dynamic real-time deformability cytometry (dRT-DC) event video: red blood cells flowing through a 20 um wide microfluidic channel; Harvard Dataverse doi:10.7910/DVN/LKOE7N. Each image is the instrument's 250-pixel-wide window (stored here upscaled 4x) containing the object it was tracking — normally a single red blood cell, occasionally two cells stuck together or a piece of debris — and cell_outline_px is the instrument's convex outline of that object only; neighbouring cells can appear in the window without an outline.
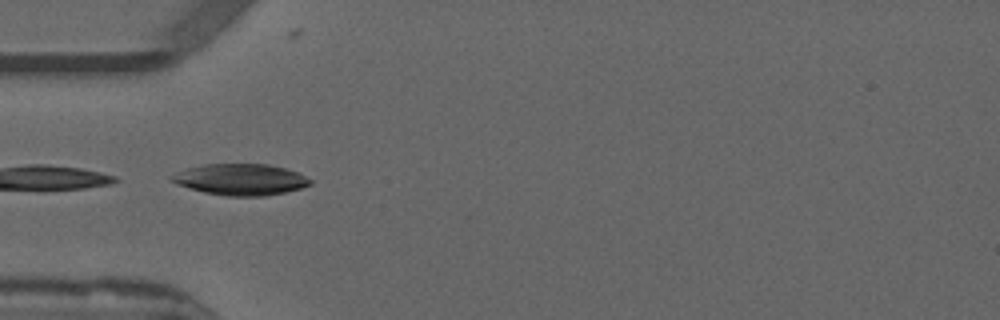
{"species": "common noctule bat (a hibernating species)", "species_latin": "Nyctalus noctula", "temperature_condition": "warm", "stored_images_in_passage": 9, "camera_frame_rate_fps": 3000, "um_per_image_px": 0.085, "animal": {"sex": "male", "forearm_length_mm": 52.5}, "frame": {"image": 1, "passage_image": 1, "time_ms": 0.0, "image_size_px": [1000, 320], "cell_outline_px": [[312, 184], [300, 188], [284, 192], [264, 196], [228, 196], [204, 192], [176, 184], [168, 180], [168, 176], [188, 168], [204, 164], [268, 164], [284, 168], [296, 172], [312, 180]], "centroid_in_image_um": [20.41, 15.25], "position_along_channel_um": 64.6, "area_um2": 25.14}}
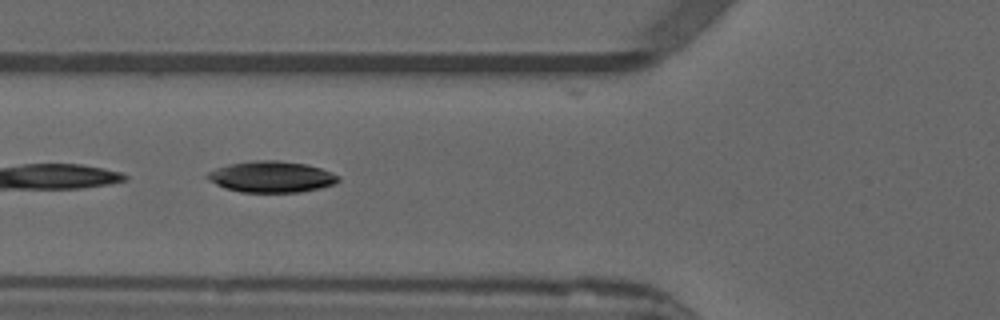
{"frame": {"image": 2, "passage_image": 4, "time_ms": 1.0, "image_size_px": [1000, 320], "cell_outline_px": [[340, 180], [336, 184], [320, 188], [300, 192], [240, 192], [224, 188], [216, 184], [204, 176], [208, 172], [216, 168], [228, 164], [252, 160], [280, 160], [304, 164], [320, 168], [332, 172], [340, 176]], "centroid_in_image_um": [23.08, 15.02], "position_along_channel_um": 102.7, "area_um2": 23.99}}